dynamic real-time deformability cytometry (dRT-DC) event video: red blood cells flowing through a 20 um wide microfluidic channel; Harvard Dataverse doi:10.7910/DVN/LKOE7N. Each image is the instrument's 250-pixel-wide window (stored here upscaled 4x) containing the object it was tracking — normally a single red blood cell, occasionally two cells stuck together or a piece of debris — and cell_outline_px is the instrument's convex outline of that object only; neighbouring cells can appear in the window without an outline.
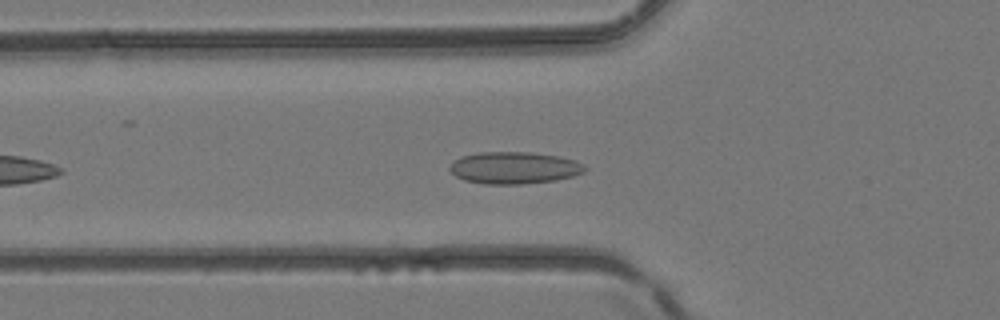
{"species": "common noctule bat (a hibernating species)", "species_latin": "Nyctalus noctula", "temperature_condition": "room temperature", "stored_images_in_passage": 26, "camera_frame_rate_fps": 3000, "um_per_image_px": 0.085, "animal": {"sex": "female", "body_mass_g": 24.6, "forearm_length_mm": 56.2}, "frame": {"image": 1, "passage_image": 6, "time_ms": 1.667, "image_size_px": [1000, 320], "cell_outline_px": [[588, 168], [584, 172], [572, 176], [556, 180], [520, 184], [484, 184], [464, 180], [456, 176], [448, 168], [460, 156], [480, 152], [532, 152], [560, 156], [584, 164]], "centroid_in_image_um": [43.72, 14.26], "position_along_channel_um": 82.1, "area_um2": 25.2}}
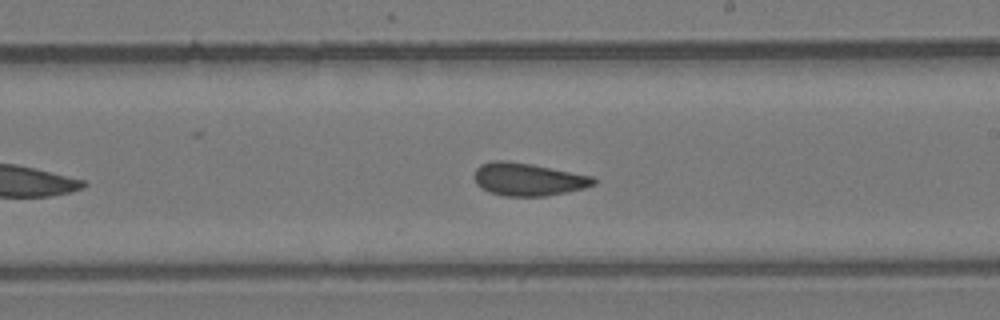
{"frame": {"image": 2, "passage_image": 16, "time_ms": 5.0, "image_size_px": [1000, 320], "cell_outline_px": [[596, 184], [584, 188], [544, 196], [504, 196], [488, 192], [476, 184], [476, 168], [480, 164], [492, 160], [504, 160], [532, 164], [596, 176]], "centroid_in_image_um": [44.91, 15.23], "position_along_channel_um": 244.1, "area_um2": 22.89}}
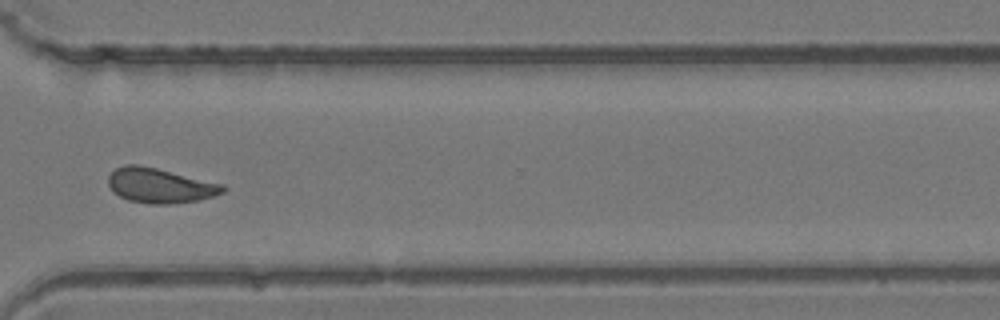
{"frame": {"image": 3, "passage_image": 23, "time_ms": 7.333, "image_size_px": [1000, 320], "cell_outline_px": [[228, 188], [224, 192], [216, 196], [200, 200], [172, 204], [152, 204], [128, 200], [120, 196], [108, 184], [108, 176], [116, 168], [124, 164], [140, 164], [224, 184]], "centroid_in_image_um": [13.65, 15.77], "position_along_channel_um": 356.9, "area_um2": 23.41}}